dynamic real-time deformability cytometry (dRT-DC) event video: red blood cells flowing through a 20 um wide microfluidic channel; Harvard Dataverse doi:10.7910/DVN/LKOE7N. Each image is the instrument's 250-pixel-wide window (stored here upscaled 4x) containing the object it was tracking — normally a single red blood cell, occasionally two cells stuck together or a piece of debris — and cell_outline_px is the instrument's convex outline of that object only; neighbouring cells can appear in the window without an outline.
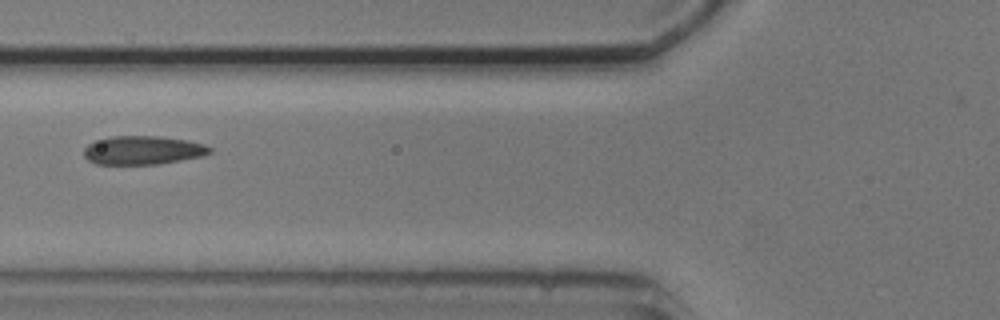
{"species": "common noctule bat (a hibernating species)", "species_latin": "Nyctalus noctula", "temperature_condition": "cold", "stored_images_in_passage": 2, "camera_frame_rate_fps": 3000, "um_per_image_px": 0.085, "animal": {"sex": "male", "body_mass_g": 20.5, "forearm_length_mm": 52.5}, "frame": {"image": 1, "passage_image": 2, "time_ms": 1.0, "image_size_px": [1000, 320], "cell_outline_px": [[212, 152], [204, 156], [160, 164], [96, 164], [88, 160], [84, 156], [84, 148], [88, 144], [96, 140], [112, 136], [156, 136], [188, 140], [204, 144], [212, 148]], "centroid_in_image_um": [12.16, 12.77], "position_along_channel_um": 113.6, "area_um2": 21.15}}